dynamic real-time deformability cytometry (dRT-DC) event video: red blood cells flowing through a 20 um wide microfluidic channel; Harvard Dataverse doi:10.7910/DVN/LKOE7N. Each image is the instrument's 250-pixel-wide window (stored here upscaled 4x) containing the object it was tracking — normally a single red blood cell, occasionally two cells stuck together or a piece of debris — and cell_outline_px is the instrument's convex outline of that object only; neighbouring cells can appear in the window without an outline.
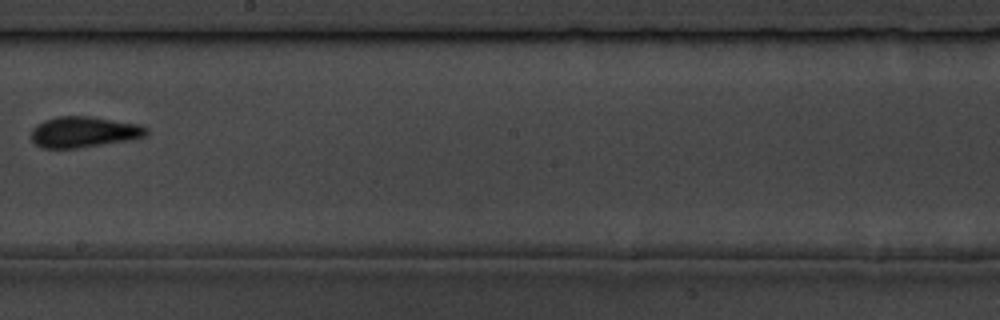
{"species": "common noctule bat (a hibernating species)", "species_latin": "Nyctalus noctula", "temperature_condition": "room temperature", "stored_images_in_passage": 6, "camera_frame_rate_fps": 3000, "um_per_image_px": 0.085, "animal": {"sex": "male", "body_mass_g": 19.5, "forearm_length_mm": 54.6}, "frame": {"image": 1, "passage_image": 5, "time_ms": 4.667, "image_size_px": [1000, 320], "cell_outline_px": [[148, 136], [128, 140], [76, 148], [44, 148], [36, 144], [32, 140], [32, 128], [36, 124], [44, 120], [56, 116], [92, 116], [140, 124], [148, 128]], "centroid_in_image_um": [7.15, 11.2], "position_along_channel_um": 241.1, "area_um2": 20.81}}
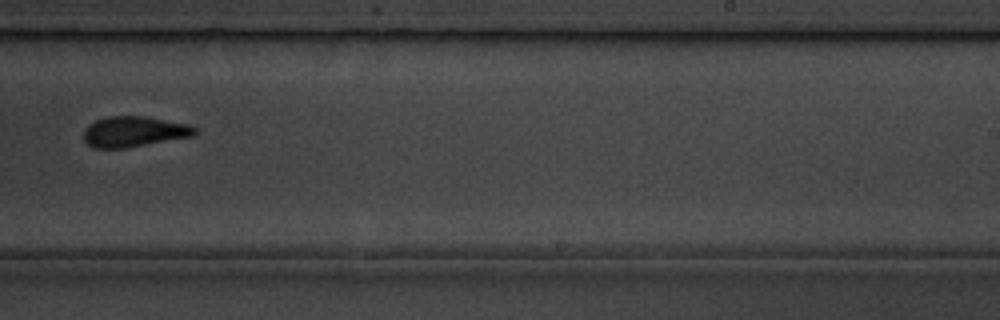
{"frame": {"image": 2, "passage_image": 6, "time_ms": 5.667, "image_size_px": [1000, 320], "cell_outline_px": [[196, 132], [192, 136], [124, 148], [96, 148], [88, 144], [84, 140], [84, 128], [88, 124], [96, 120], [108, 116], [144, 116], [188, 124], [196, 128]], "centroid_in_image_um": [11.35, 11.18], "position_along_channel_um": 277.6, "area_um2": 19.59}}